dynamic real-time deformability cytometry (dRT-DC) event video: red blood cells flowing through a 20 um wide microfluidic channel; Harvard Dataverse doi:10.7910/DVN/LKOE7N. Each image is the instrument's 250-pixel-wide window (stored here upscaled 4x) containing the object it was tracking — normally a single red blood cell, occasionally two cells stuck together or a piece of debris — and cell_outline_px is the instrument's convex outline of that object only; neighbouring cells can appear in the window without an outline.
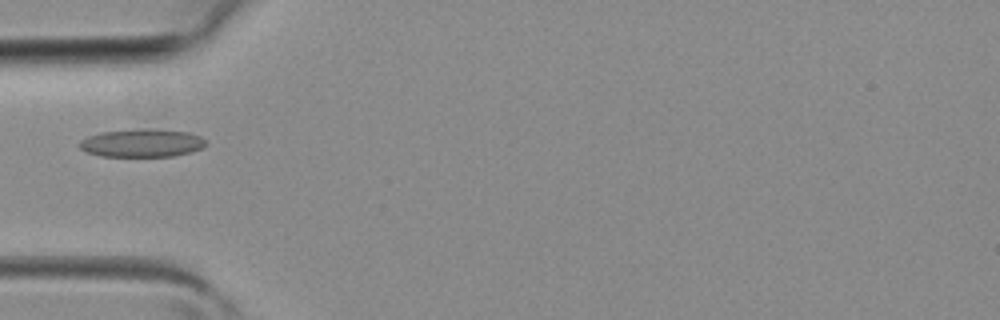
{"species": "common noctule bat (a hibernating species)", "species_latin": "Nyctalus noctula", "temperature_condition": "room temperature", "stored_images_in_passage": 1, "camera_frame_rate_fps": 3000, "um_per_image_px": 0.085, "animal": {"sex": "female", "body_mass_g": 19.3, "forearm_length_mm": 54.1}, "frame": {"image": 1, "passage_image": 1, "time_ms": 0.0, "image_size_px": [1000, 320], "cell_outline_px": [[208, 144], [192, 152], [172, 156], [100, 156], [88, 152], [80, 148], [80, 140], [88, 136], [100, 132], [188, 132], [200, 136]], "centroid_in_image_um": [12.05, 12.22], "position_along_channel_um": 72.9, "area_um2": 19.31}}